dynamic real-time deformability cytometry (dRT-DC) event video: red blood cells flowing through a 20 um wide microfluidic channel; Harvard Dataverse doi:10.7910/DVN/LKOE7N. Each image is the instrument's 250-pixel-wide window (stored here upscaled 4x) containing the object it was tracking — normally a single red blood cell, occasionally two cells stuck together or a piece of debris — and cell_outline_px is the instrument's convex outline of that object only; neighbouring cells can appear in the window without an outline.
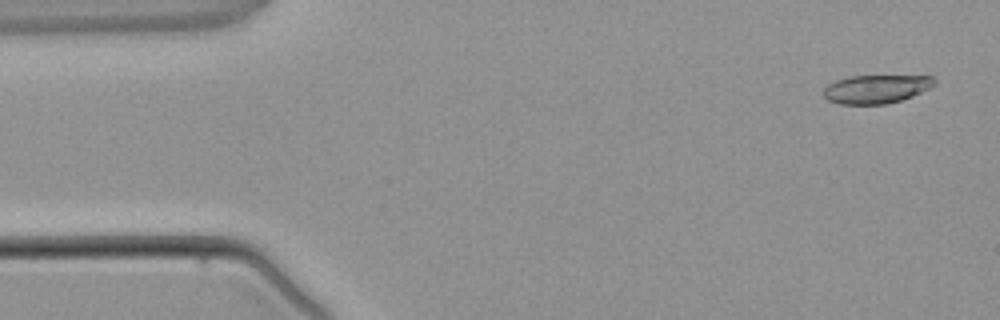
{"species": "common noctule bat (a hibernating species)", "species_latin": "Nyctalus noctula", "temperature_condition": "warm", "stored_images_in_passage": 4, "camera_frame_rate_fps": 3000, "um_per_image_px": 0.085, "animal": {"sex": "male", "body_mass_g": 21.5, "forearm_length_mm": 52.0}, "frame": {"image": 1, "passage_image": 4, "time_ms": 4.667, "image_size_px": [1000, 320], "cell_outline_px": [[936, 84], [912, 96], [888, 104], [840, 104], [828, 100], [824, 96], [824, 88], [828, 84], [836, 80], [848, 76], [932, 76], [936, 80]], "centroid_in_image_um": [74.46, 7.56], "position_along_channel_um": 10.5, "area_um2": 18.32}}